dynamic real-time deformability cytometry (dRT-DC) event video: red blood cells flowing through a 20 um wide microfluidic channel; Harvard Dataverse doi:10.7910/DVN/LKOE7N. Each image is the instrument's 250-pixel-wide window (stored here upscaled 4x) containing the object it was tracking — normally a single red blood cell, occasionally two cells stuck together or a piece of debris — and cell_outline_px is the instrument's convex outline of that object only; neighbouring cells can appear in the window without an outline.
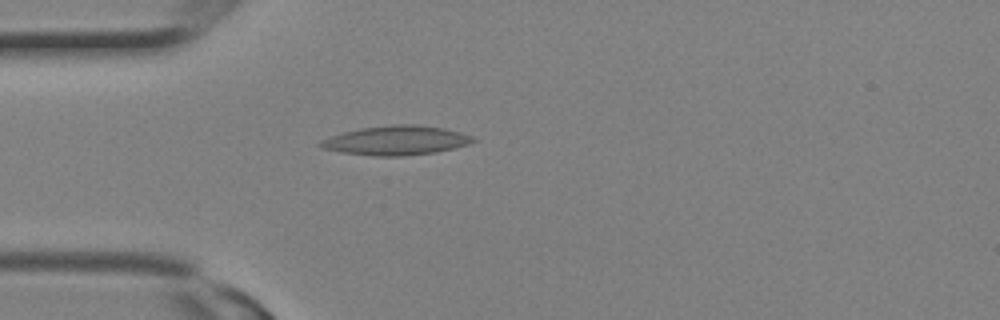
{"species": "Egyptian fruit bat (a non-hibernating species)", "species_latin": "Rousettus aegyptiacus", "temperature_condition": "room temperature", "stored_images_in_passage": 1, "camera_frame_rate_fps": 3000, "um_per_image_px": 0.085, "animal": {"sex": "female"}, "frame": {"image": 1, "passage_image": 1, "time_ms": 0.0, "image_size_px": [1000, 320], "cell_outline_px": [[476, 140], [468, 144], [436, 152], [404, 156], [372, 156], [340, 152], [324, 148], [316, 144], [332, 136], [344, 132], [360, 128], [396, 124], [416, 124], [444, 128], [460, 132], [472, 136]], "centroid_in_image_um": [33.68, 11.94], "position_along_channel_um": 51.3, "area_um2": 25.84}}